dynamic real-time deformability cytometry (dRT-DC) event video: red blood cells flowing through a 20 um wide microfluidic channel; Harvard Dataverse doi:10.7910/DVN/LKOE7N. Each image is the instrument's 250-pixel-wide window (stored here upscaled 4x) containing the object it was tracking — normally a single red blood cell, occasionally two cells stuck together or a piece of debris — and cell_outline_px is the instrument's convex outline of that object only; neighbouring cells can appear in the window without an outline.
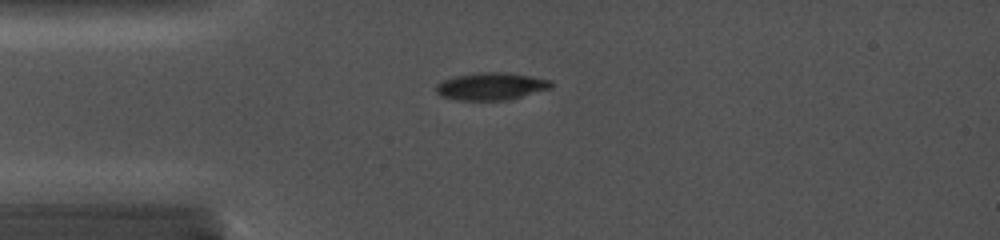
{"species": "common noctule bat (a hibernating species)", "species_latin": "Nyctalus noctula", "temperature_condition": "cold", "stored_images_in_passage": 31, "camera_frame_rate_fps": 5000, "um_per_image_px": 0.085, "animal": {"sex": "female", "body_mass_g": 19.0, "forearm_length_mm": 56.7}, "frame": {"image": 1, "passage_image": 7, "time_ms": 3.8, "image_size_px": [1000, 240], "cell_outline_px": [[552, 88], [508, 100], [456, 100], [440, 96], [436, 92], [436, 84], [444, 80], [456, 76], [480, 72], [508, 72], [532, 76], [552, 80]], "centroid_in_image_um": [41.76, 7.33], "position_along_channel_um": 43.2, "area_um2": 18.5}}
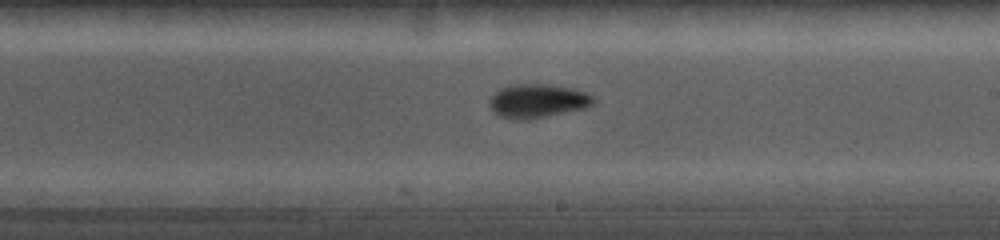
{"frame": {"image": 2, "passage_image": 18, "time_ms": 9.2, "image_size_px": [1000, 240], "cell_outline_px": [[596, 100], [592, 104], [584, 108], [528, 120], [512, 120], [500, 116], [488, 104], [488, 100], [500, 88], [516, 84], [544, 84], [572, 88], [584, 92], [592, 96]], "centroid_in_image_um": [45.67, 8.59], "position_along_channel_um": 243.3, "area_um2": 20.29}}
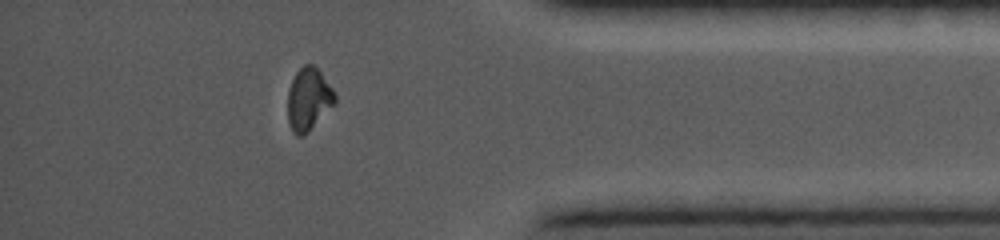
{"frame": {"image": 3, "passage_image": 28, "time_ms": 13.6, "image_size_px": [1000, 240], "cell_outline_px": [[336, 104], [308, 132], [300, 136], [296, 136], [292, 132], [288, 120], [288, 92], [292, 80], [296, 72], [304, 64], [312, 64], [320, 72], [336, 92]], "centroid_in_image_um": [26.25, 8.45], "position_along_channel_um": 409.0, "area_um2": 17.34}}